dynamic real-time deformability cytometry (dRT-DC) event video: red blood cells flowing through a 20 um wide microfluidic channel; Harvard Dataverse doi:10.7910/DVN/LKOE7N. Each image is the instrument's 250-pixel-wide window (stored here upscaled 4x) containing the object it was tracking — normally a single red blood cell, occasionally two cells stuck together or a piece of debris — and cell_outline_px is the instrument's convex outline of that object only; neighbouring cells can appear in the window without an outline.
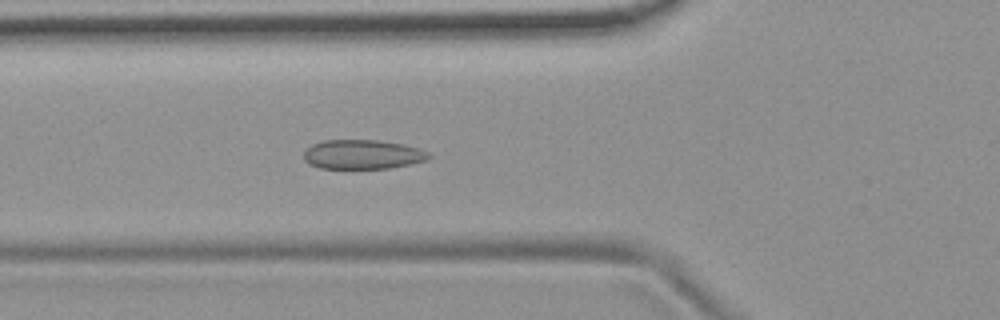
{"species": "common noctule bat (a hibernating species)", "species_latin": "Nyctalus noctula", "temperature_condition": "room temperature", "stored_images_in_passage": 45, "camera_frame_rate_fps": 3000, "um_per_image_px": 0.085, "animal": {"sex": "female", "body_mass_g": 19.9}, "frame": {"image": 1, "passage_image": 14, "time_ms": 4.333, "image_size_px": [1000, 320], "cell_outline_px": [[432, 156], [428, 160], [388, 168], [320, 168], [308, 164], [304, 160], [304, 152], [312, 144], [324, 140], [380, 140], [404, 144], [420, 148], [428, 152]], "centroid_in_image_um": [30.83, 13.12], "position_along_channel_um": 95.0, "area_um2": 21.44}}
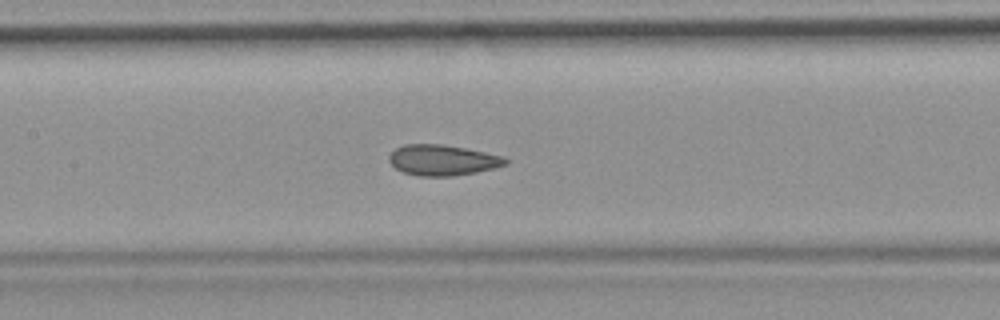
{"frame": {"image": 2, "passage_image": 20, "time_ms": 6.333, "image_size_px": [1000, 320], "cell_outline_px": [[508, 164], [496, 168], [476, 172], [452, 176], [416, 176], [404, 172], [396, 168], [388, 160], [388, 156], [396, 148], [404, 144], [440, 144], [464, 148], [504, 156], [508, 160]], "centroid_in_image_um": [37.63, 13.61], "position_along_channel_um": 169.8, "area_um2": 20.81}}
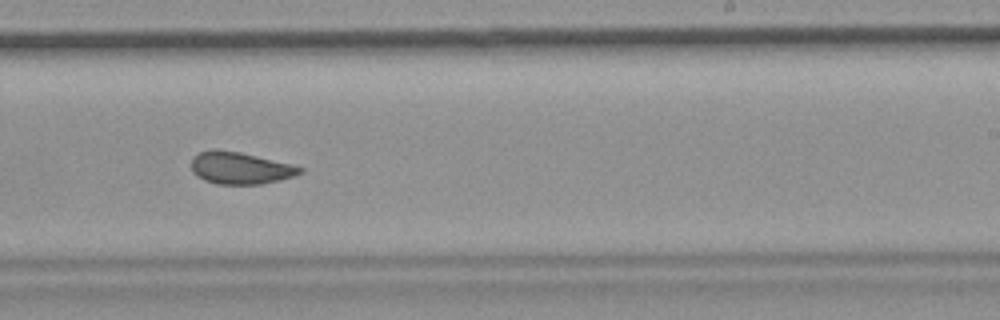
{"frame": {"image": 3, "passage_image": 28, "time_ms": 9.0, "image_size_px": [1000, 320], "cell_outline_px": [[304, 172], [280, 180], [260, 184], [216, 184], [204, 180], [196, 176], [192, 172], [192, 156], [200, 152], [216, 148], [240, 152], [292, 164], [304, 168]], "centroid_in_image_um": [20.4, 14.28], "position_along_channel_um": 268.6, "area_um2": 20.4}}